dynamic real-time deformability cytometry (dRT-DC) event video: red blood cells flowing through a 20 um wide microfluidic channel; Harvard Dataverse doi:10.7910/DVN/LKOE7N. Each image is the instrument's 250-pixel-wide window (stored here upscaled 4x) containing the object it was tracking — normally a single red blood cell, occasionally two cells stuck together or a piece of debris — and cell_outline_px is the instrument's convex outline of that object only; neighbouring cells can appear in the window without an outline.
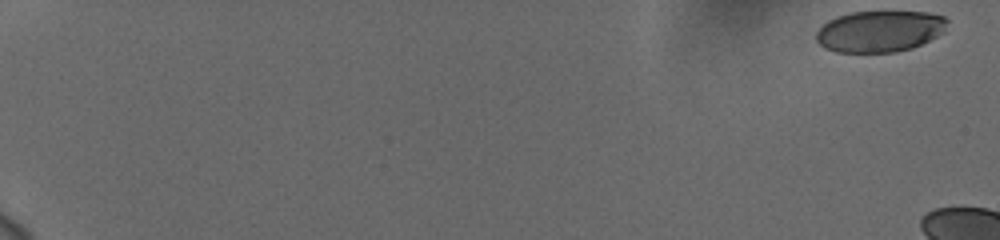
{"species": "human", "species_latin": "Homo sapiens", "temperature_condition": "cold", "stored_images_in_passage": 13, "camera_frame_rate_fps": 3000, "um_per_image_px": 0.085, "donor": {"sex": "female"}, "frame": {"image": 1, "passage_image": 1, "time_ms": 0.0, "image_size_px": [1000, 240], "cell_outline_px": [[948, 20], [944, 32], [912, 48], [896, 52], [836, 52], [824, 48], [816, 40], [816, 32], [828, 20], [836, 16], [852, 12], [928, 12], [944, 16]], "centroid_in_image_um": [74.76, 2.66], "position_along_channel_um": 10.2, "area_um2": 31.56}}